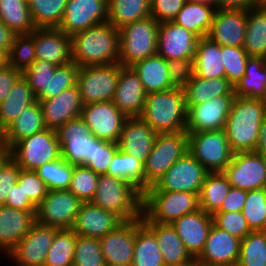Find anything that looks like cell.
Masks as SVG:
<instances>
[{
  "mask_svg": "<svg viewBox=\"0 0 266 266\" xmlns=\"http://www.w3.org/2000/svg\"><path fill=\"white\" fill-rule=\"evenodd\" d=\"M237 97L266 101V69L263 57L248 58L245 75L235 84Z\"/></svg>",
  "mask_w": 266,
  "mask_h": 266,
  "instance_id": "e575fe53",
  "label": "cell"
},
{
  "mask_svg": "<svg viewBox=\"0 0 266 266\" xmlns=\"http://www.w3.org/2000/svg\"><path fill=\"white\" fill-rule=\"evenodd\" d=\"M20 76L21 72L15 70L9 64L0 68V104L5 100V97Z\"/></svg>",
  "mask_w": 266,
  "mask_h": 266,
  "instance_id": "03108f58",
  "label": "cell"
},
{
  "mask_svg": "<svg viewBox=\"0 0 266 266\" xmlns=\"http://www.w3.org/2000/svg\"><path fill=\"white\" fill-rule=\"evenodd\" d=\"M104 266H117V265H110V264H105Z\"/></svg>",
  "mask_w": 266,
  "mask_h": 266,
  "instance_id": "b9fcfbb0",
  "label": "cell"
},
{
  "mask_svg": "<svg viewBox=\"0 0 266 266\" xmlns=\"http://www.w3.org/2000/svg\"><path fill=\"white\" fill-rule=\"evenodd\" d=\"M216 10L215 6L186 1L172 21L194 33L198 38L207 37Z\"/></svg>",
  "mask_w": 266,
  "mask_h": 266,
  "instance_id": "8d00e7d4",
  "label": "cell"
},
{
  "mask_svg": "<svg viewBox=\"0 0 266 266\" xmlns=\"http://www.w3.org/2000/svg\"><path fill=\"white\" fill-rule=\"evenodd\" d=\"M5 206L29 212L37 211V207L28 199L22 187H19L18 184H15L9 191Z\"/></svg>",
  "mask_w": 266,
  "mask_h": 266,
  "instance_id": "be15d7a7",
  "label": "cell"
},
{
  "mask_svg": "<svg viewBox=\"0 0 266 266\" xmlns=\"http://www.w3.org/2000/svg\"><path fill=\"white\" fill-rule=\"evenodd\" d=\"M36 101L33 90L21 75L0 104V127L5 130L23 109Z\"/></svg>",
  "mask_w": 266,
  "mask_h": 266,
  "instance_id": "74e56055",
  "label": "cell"
},
{
  "mask_svg": "<svg viewBox=\"0 0 266 266\" xmlns=\"http://www.w3.org/2000/svg\"><path fill=\"white\" fill-rule=\"evenodd\" d=\"M255 152L266 159V115L264 116L260 126Z\"/></svg>",
  "mask_w": 266,
  "mask_h": 266,
  "instance_id": "89a4df30",
  "label": "cell"
},
{
  "mask_svg": "<svg viewBox=\"0 0 266 266\" xmlns=\"http://www.w3.org/2000/svg\"><path fill=\"white\" fill-rule=\"evenodd\" d=\"M132 266H165L155 234L135 219V246Z\"/></svg>",
  "mask_w": 266,
  "mask_h": 266,
  "instance_id": "d590c367",
  "label": "cell"
},
{
  "mask_svg": "<svg viewBox=\"0 0 266 266\" xmlns=\"http://www.w3.org/2000/svg\"><path fill=\"white\" fill-rule=\"evenodd\" d=\"M236 95H222L187 110V133L224 129Z\"/></svg>",
  "mask_w": 266,
  "mask_h": 266,
  "instance_id": "2e32d148",
  "label": "cell"
},
{
  "mask_svg": "<svg viewBox=\"0 0 266 266\" xmlns=\"http://www.w3.org/2000/svg\"><path fill=\"white\" fill-rule=\"evenodd\" d=\"M98 139L117 143L127 116L112 101L83 105L81 116Z\"/></svg>",
  "mask_w": 266,
  "mask_h": 266,
  "instance_id": "9a60e30c",
  "label": "cell"
},
{
  "mask_svg": "<svg viewBox=\"0 0 266 266\" xmlns=\"http://www.w3.org/2000/svg\"><path fill=\"white\" fill-rule=\"evenodd\" d=\"M7 64H8L7 53L4 50L0 49V68H3Z\"/></svg>",
  "mask_w": 266,
  "mask_h": 266,
  "instance_id": "8c879c8a",
  "label": "cell"
},
{
  "mask_svg": "<svg viewBox=\"0 0 266 266\" xmlns=\"http://www.w3.org/2000/svg\"><path fill=\"white\" fill-rule=\"evenodd\" d=\"M145 99L146 92L135 70L120 64L113 104L127 117H140Z\"/></svg>",
  "mask_w": 266,
  "mask_h": 266,
  "instance_id": "cb8c5ba5",
  "label": "cell"
},
{
  "mask_svg": "<svg viewBox=\"0 0 266 266\" xmlns=\"http://www.w3.org/2000/svg\"><path fill=\"white\" fill-rule=\"evenodd\" d=\"M119 74L120 63L79 67L76 84L83 105L112 101Z\"/></svg>",
  "mask_w": 266,
  "mask_h": 266,
  "instance_id": "30bf717a",
  "label": "cell"
},
{
  "mask_svg": "<svg viewBox=\"0 0 266 266\" xmlns=\"http://www.w3.org/2000/svg\"><path fill=\"white\" fill-rule=\"evenodd\" d=\"M99 175L83 165H74L69 191L82 202H91L97 190Z\"/></svg>",
  "mask_w": 266,
  "mask_h": 266,
  "instance_id": "f5cc1de1",
  "label": "cell"
},
{
  "mask_svg": "<svg viewBox=\"0 0 266 266\" xmlns=\"http://www.w3.org/2000/svg\"><path fill=\"white\" fill-rule=\"evenodd\" d=\"M82 201L69 190H50L37 206L36 222L58 229H71Z\"/></svg>",
  "mask_w": 266,
  "mask_h": 266,
  "instance_id": "7c38bea8",
  "label": "cell"
},
{
  "mask_svg": "<svg viewBox=\"0 0 266 266\" xmlns=\"http://www.w3.org/2000/svg\"><path fill=\"white\" fill-rule=\"evenodd\" d=\"M106 21H108V0H68L58 28L72 36Z\"/></svg>",
  "mask_w": 266,
  "mask_h": 266,
  "instance_id": "ac0fdd59",
  "label": "cell"
},
{
  "mask_svg": "<svg viewBox=\"0 0 266 266\" xmlns=\"http://www.w3.org/2000/svg\"><path fill=\"white\" fill-rule=\"evenodd\" d=\"M142 222L155 234L165 266H191L195 262L171 224Z\"/></svg>",
  "mask_w": 266,
  "mask_h": 266,
  "instance_id": "f546056e",
  "label": "cell"
},
{
  "mask_svg": "<svg viewBox=\"0 0 266 266\" xmlns=\"http://www.w3.org/2000/svg\"><path fill=\"white\" fill-rule=\"evenodd\" d=\"M236 266H266V230L251 231L241 240Z\"/></svg>",
  "mask_w": 266,
  "mask_h": 266,
  "instance_id": "7dc6e473",
  "label": "cell"
},
{
  "mask_svg": "<svg viewBox=\"0 0 266 266\" xmlns=\"http://www.w3.org/2000/svg\"><path fill=\"white\" fill-rule=\"evenodd\" d=\"M16 34L12 32L1 20H0V49L4 50L7 54L12 46L14 36Z\"/></svg>",
  "mask_w": 266,
  "mask_h": 266,
  "instance_id": "a7ac6f4b",
  "label": "cell"
},
{
  "mask_svg": "<svg viewBox=\"0 0 266 266\" xmlns=\"http://www.w3.org/2000/svg\"><path fill=\"white\" fill-rule=\"evenodd\" d=\"M8 155L22 170L36 171L45 163L61 158L56 130L46 128L15 143Z\"/></svg>",
  "mask_w": 266,
  "mask_h": 266,
  "instance_id": "52a82bcc",
  "label": "cell"
},
{
  "mask_svg": "<svg viewBox=\"0 0 266 266\" xmlns=\"http://www.w3.org/2000/svg\"><path fill=\"white\" fill-rule=\"evenodd\" d=\"M264 65H265V69H266V58H264Z\"/></svg>",
  "mask_w": 266,
  "mask_h": 266,
  "instance_id": "2a66077c",
  "label": "cell"
},
{
  "mask_svg": "<svg viewBox=\"0 0 266 266\" xmlns=\"http://www.w3.org/2000/svg\"><path fill=\"white\" fill-rule=\"evenodd\" d=\"M225 78L233 85L245 75V68L250 57L243 47L221 46Z\"/></svg>",
  "mask_w": 266,
  "mask_h": 266,
  "instance_id": "11a10c76",
  "label": "cell"
},
{
  "mask_svg": "<svg viewBox=\"0 0 266 266\" xmlns=\"http://www.w3.org/2000/svg\"><path fill=\"white\" fill-rule=\"evenodd\" d=\"M46 128L57 130L60 126L81 116L83 103L77 84L59 95L39 101Z\"/></svg>",
  "mask_w": 266,
  "mask_h": 266,
  "instance_id": "d4e9b609",
  "label": "cell"
},
{
  "mask_svg": "<svg viewBox=\"0 0 266 266\" xmlns=\"http://www.w3.org/2000/svg\"><path fill=\"white\" fill-rule=\"evenodd\" d=\"M187 0H151V16L159 23L172 21Z\"/></svg>",
  "mask_w": 266,
  "mask_h": 266,
  "instance_id": "6125c7cd",
  "label": "cell"
},
{
  "mask_svg": "<svg viewBox=\"0 0 266 266\" xmlns=\"http://www.w3.org/2000/svg\"><path fill=\"white\" fill-rule=\"evenodd\" d=\"M58 66L43 60H35L21 75L33 90L37 101L48 99V82Z\"/></svg>",
  "mask_w": 266,
  "mask_h": 266,
  "instance_id": "c3c4849f",
  "label": "cell"
},
{
  "mask_svg": "<svg viewBox=\"0 0 266 266\" xmlns=\"http://www.w3.org/2000/svg\"><path fill=\"white\" fill-rule=\"evenodd\" d=\"M188 152V133L157 134L152 151L144 163V192L154 186L179 158Z\"/></svg>",
  "mask_w": 266,
  "mask_h": 266,
  "instance_id": "ba28073f",
  "label": "cell"
},
{
  "mask_svg": "<svg viewBox=\"0 0 266 266\" xmlns=\"http://www.w3.org/2000/svg\"><path fill=\"white\" fill-rule=\"evenodd\" d=\"M36 212L0 205V251L7 255L30 231Z\"/></svg>",
  "mask_w": 266,
  "mask_h": 266,
  "instance_id": "f1b7e54d",
  "label": "cell"
},
{
  "mask_svg": "<svg viewBox=\"0 0 266 266\" xmlns=\"http://www.w3.org/2000/svg\"><path fill=\"white\" fill-rule=\"evenodd\" d=\"M192 2L204 3L210 6H215V0H187Z\"/></svg>",
  "mask_w": 266,
  "mask_h": 266,
  "instance_id": "753ad0ef",
  "label": "cell"
},
{
  "mask_svg": "<svg viewBox=\"0 0 266 266\" xmlns=\"http://www.w3.org/2000/svg\"><path fill=\"white\" fill-rule=\"evenodd\" d=\"M93 205L131 221L142 215V194L130 183L108 174L99 175Z\"/></svg>",
  "mask_w": 266,
  "mask_h": 266,
  "instance_id": "277c9868",
  "label": "cell"
},
{
  "mask_svg": "<svg viewBox=\"0 0 266 266\" xmlns=\"http://www.w3.org/2000/svg\"><path fill=\"white\" fill-rule=\"evenodd\" d=\"M131 67L137 73L146 94L175 88L170 81L168 61L158 53L136 62Z\"/></svg>",
  "mask_w": 266,
  "mask_h": 266,
  "instance_id": "4dcf8cb0",
  "label": "cell"
},
{
  "mask_svg": "<svg viewBox=\"0 0 266 266\" xmlns=\"http://www.w3.org/2000/svg\"><path fill=\"white\" fill-rule=\"evenodd\" d=\"M17 184L22 187L28 199L37 207L46 197L47 188L35 171L22 170L17 179Z\"/></svg>",
  "mask_w": 266,
  "mask_h": 266,
  "instance_id": "680465c9",
  "label": "cell"
},
{
  "mask_svg": "<svg viewBox=\"0 0 266 266\" xmlns=\"http://www.w3.org/2000/svg\"><path fill=\"white\" fill-rule=\"evenodd\" d=\"M140 118L157 134L185 131L187 109L183 88L146 94Z\"/></svg>",
  "mask_w": 266,
  "mask_h": 266,
  "instance_id": "3957f363",
  "label": "cell"
},
{
  "mask_svg": "<svg viewBox=\"0 0 266 266\" xmlns=\"http://www.w3.org/2000/svg\"><path fill=\"white\" fill-rule=\"evenodd\" d=\"M108 175L118 177L144 193V163L119 149L108 168Z\"/></svg>",
  "mask_w": 266,
  "mask_h": 266,
  "instance_id": "7bdbcfd3",
  "label": "cell"
},
{
  "mask_svg": "<svg viewBox=\"0 0 266 266\" xmlns=\"http://www.w3.org/2000/svg\"><path fill=\"white\" fill-rule=\"evenodd\" d=\"M76 239L72 229H58L44 266H73Z\"/></svg>",
  "mask_w": 266,
  "mask_h": 266,
  "instance_id": "f6af8a7d",
  "label": "cell"
},
{
  "mask_svg": "<svg viewBox=\"0 0 266 266\" xmlns=\"http://www.w3.org/2000/svg\"><path fill=\"white\" fill-rule=\"evenodd\" d=\"M30 35L34 38L36 60L56 66L73 62L71 36L59 28H35Z\"/></svg>",
  "mask_w": 266,
  "mask_h": 266,
  "instance_id": "ffe728a7",
  "label": "cell"
},
{
  "mask_svg": "<svg viewBox=\"0 0 266 266\" xmlns=\"http://www.w3.org/2000/svg\"><path fill=\"white\" fill-rule=\"evenodd\" d=\"M46 129L39 101L23 109L19 116L4 130L7 150L23 138Z\"/></svg>",
  "mask_w": 266,
  "mask_h": 266,
  "instance_id": "d6a6232c",
  "label": "cell"
},
{
  "mask_svg": "<svg viewBox=\"0 0 266 266\" xmlns=\"http://www.w3.org/2000/svg\"><path fill=\"white\" fill-rule=\"evenodd\" d=\"M7 56L8 64L22 73L36 60L34 38L30 34L15 35Z\"/></svg>",
  "mask_w": 266,
  "mask_h": 266,
  "instance_id": "f907efd6",
  "label": "cell"
},
{
  "mask_svg": "<svg viewBox=\"0 0 266 266\" xmlns=\"http://www.w3.org/2000/svg\"><path fill=\"white\" fill-rule=\"evenodd\" d=\"M124 221L115 213L83 202L71 229L79 236L98 238L114 231Z\"/></svg>",
  "mask_w": 266,
  "mask_h": 266,
  "instance_id": "484cf974",
  "label": "cell"
},
{
  "mask_svg": "<svg viewBox=\"0 0 266 266\" xmlns=\"http://www.w3.org/2000/svg\"><path fill=\"white\" fill-rule=\"evenodd\" d=\"M260 5L266 8V0H260Z\"/></svg>",
  "mask_w": 266,
  "mask_h": 266,
  "instance_id": "11e5206c",
  "label": "cell"
},
{
  "mask_svg": "<svg viewBox=\"0 0 266 266\" xmlns=\"http://www.w3.org/2000/svg\"><path fill=\"white\" fill-rule=\"evenodd\" d=\"M58 228L35 222L30 231L7 254L15 266H44ZM14 261V263H13Z\"/></svg>",
  "mask_w": 266,
  "mask_h": 266,
  "instance_id": "4fadbf2b",
  "label": "cell"
},
{
  "mask_svg": "<svg viewBox=\"0 0 266 266\" xmlns=\"http://www.w3.org/2000/svg\"><path fill=\"white\" fill-rule=\"evenodd\" d=\"M198 209V194L174 191H145L142 194V221L172 224Z\"/></svg>",
  "mask_w": 266,
  "mask_h": 266,
  "instance_id": "5b68a950",
  "label": "cell"
},
{
  "mask_svg": "<svg viewBox=\"0 0 266 266\" xmlns=\"http://www.w3.org/2000/svg\"><path fill=\"white\" fill-rule=\"evenodd\" d=\"M212 218L216 227L241 240L251 232L242 211L216 212Z\"/></svg>",
  "mask_w": 266,
  "mask_h": 266,
  "instance_id": "9f6ffc18",
  "label": "cell"
},
{
  "mask_svg": "<svg viewBox=\"0 0 266 266\" xmlns=\"http://www.w3.org/2000/svg\"><path fill=\"white\" fill-rule=\"evenodd\" d=\"M199 38L173 21L159 24L157 53L165 60L193 59L196 56Z\"/></svg>",
  "mask_w": 266,
  "mask_h": 266,
  "instance_id": "e0dca14e",
  "label": "cell"
},
{
  "mask_svg": "<svg viewBox=\"0 0 266 266\" xmlns=\"http://www.w3.org/2000/svg\"><path fill=\"white\" fill-rule=\"evenodd\" d=\"M241 239L212 224L203 251L197 262L212 266H236L240 255Z\"/></svg>",
  "mask_w": 266,
  "mask_h": 266,
  "instance_id": "44dd1931",
  "label": "cell"
},
{
  "mask_svg": "<svg viewBox=\"0 0 266 266\" xmlns=\"http://www.w3.org/2000/svg\"><path fill=\"white\" fill-rule=\"evenodd\" d=\"M71 40L72 60L79 67L119 61V29L108 21L73 34Z\"/></svg>",
  "mask_w": 266,
  "mask_h": 266,
  "instance_id": "6da1fadb",
  "label": "cell"
},
{
  "mask_svg": "<svg viewBox=\"0 0 266 266\" xmlns=\"http://www.w3.org/2000/svg\"><path fill=\"white\" fill-rule=\"evenodd\" d=\"M265 115V100L235 97L224 128L234 153L255 151Z\"/></svg>",
  "mask_w": 266,
  "mask_h": 266,
  "instance_id": "7a4b0ae2",
  "label": "cell"
},
{
  "mask_svg": "<svg viewBox=\"0 0 266 266\" xmlns=\"http://www.w3.org/2000/svg\"><path fill=\"white\" fill-rule=\"evenodd\" d=\"M156 136L155 130L140 117H128L119 135L117 146L122 152L145 163Z\"/></svg>",
  "mask_w": 266,
  "mask_h": 266,
  "instance_id": "4316f807",
  "label": "cell"
},
{
  "mask_svg": "<svg viewBox=\"0 0 266 266\" xmlns=\"http://www.w3.org/2000/svg\"><path fill=\"white\" fill-rule=\"evenodd\" d=\"M192 266H212V265H206V264H203V263L197 262V261L195 260V262L192 264Z\"/></svg>",
  "mask_w": 266,
  "mask_h": 266,
  "instance_id": "34e18365",
  "label": "cell"
},
{
  "mask_svg": "<svg viewBox=\"0 0 266 266\" xmlns=\"http://www.w3.org/2000/svg\"><path fill=\"white\" fill-rule=\"evenodd\" d=\"M188 152L209 173L223 172L234 154L224 129L188 133Z\"/></svg>",
  "mask_w": 266,
  "mask_h": 266,
  "instance_id": "9c48e42d",
  "label": "cell"
},
{
  "mask_svg": "<svg viewBox=\"0 0 266 266\" xmlns=\"http://www.w3.org/2000/svg\"><path fill=\"white\" fill-rule=\"evenodd\" d=\"M20 171L19 165L8 154L0 158V205H5L9 191L17 184Z\"/></svg>",
  "mask_w": 266,
  "mask_h": 266,
  "instance_id": "91938a15",
  "label": "cell"
},
{
  "mask_svg": "<svg viewBox=\"0 0 266 266\" xmlns=\"http://www.w3.org/2000/svg\"><path fill=\"white\" fill-rule=\"evenodd\" d=\"M231 187L223 172L208 173L199 194L200 209L210 215L216 213Z\"/></svg>",
  "mask_w": 266,
  "mask_h": 266,
  "instance_id": "60d3db41",
  "label": "cell"
},
{
  "mask_svg": "<svg viewBox=\"0 0 266 266\" xmlns=\"http://www.w3.org/2000/svg\"><path fill=\"white\" fill-rule=\"evenodd\" d=\"M79 66L75 62L58 66L48 82V99L59 95L65 89L75 86Z\"/></svg>",
  "mask_w": 266,
  "mask_h": 266,
  "instance_id": "6f0895ef",
  "label": "cell"
},
{
  "mask_svg": "<svg viewBox=\"0 0 266 266\" xmlns=\"http://www.w3.org/2000/svg\"><path fill=\"white\" fill-rule=\"evenodd\" d=\"M159 22L149 16L126 24L119 29V61L122 66H132L140 60L157 54Z\"/></svg>",
  "mask_w": 266,
  "mask_h": 266,
  "instance_id": "8992f818",
  "label": "cell"
},
{
  "mask_svg": "<svg viewBox=\"0 0 266 266\" xmlns=\"http://www.w3.org/2000/svg\"><path fill=\"white\" fill-rule=\"evenodd\" d=\"M117 151V143L95 138L92 141L90 157L82 165L98 175L108 174V168Z\"/></svg>",
  "mask_w": 266,
  "mask_h": 266,
  "instance_id": "db71d44e",
  "label": "cell"
},
{
  "mask_svg": "<svg viewBox=\"0 0 266 266\" xmlns=\"http://www.w3.org/2000/svg\"><path fill=\"white\" fill-rule=\"evenodd\" d=\"M151 0H108V22L115 28L151 16Z\"/></svg>",
  "mask_w": 266,
  "mask_h": 266,
  "instance_id": "ab89813d",
  "label": "cell"
},
{
  "mask_svg": "<svg viewBox=\"0 0 266 266\" xmlns=\"http://www.w3.org/2000/svg\"><path fill=\"white\" fill-rule=\"evenodd\" d=\"M0 20L16 35L30 34L36 28L27 0H0Z\"/></svg>",
  "mask_w": 266,
  "mask_h": 266,
  "instance_id": "b9f144b4",
  "label": "cell"
},
{
  "mask_svg": "<svg viewBox=\"0 0 266 266\" xmlns=\"http://www.w3.org/2000/svg\"><path fill=\"white\" fill-rule=\"evenodd\" d=\"M194 75L206 79L225 77L221 46L208 37L198 40L194 58Z\"/></svg>",
  "mask_w": 266,
  "mask_h": 266,
  "instance_id": "836d02e7",
  "label": "cell"
},
{
  "mask_svg": "<svg viewBox=\"0 0 266 266\" xmlns=\"http://www.w3.org/2000/svg\"><path fill=\"white\" fill-rule=\"evenodd\" d=\"M246 198V190L231 187L229 194L223 200L221 208L217 212L242 211Z\"/></svg>",
  "mask_w": 266,
  "mask_h": 266,
  "instance_id": "e7e4bbea",
  "label": "cell"
},
{
  "mask_svg": "<svg viewBox=\"0 0 266 266\" xmlns=\"http://www.w3.org/2000/svg\"><path fill=\"white\" fill-rule=\"evenodd\" d=\"M35 172L44 182L48 191L68 190L74 172V164L67 162L61 157L45 163Z\"/></svg>",
  "mask_w": 266,
  "mask_h": 266,
  "instance_id": "bcb514c9",
  "label": "cell"
},
{
  "mask_svg": "<svg viewBox=\"0 0 266 266\" xmlns=\"http://www.w3.org/2000/svg\"><path fill=\"white\" fill-rule=\"evenodd\" d=\"M185 105L188 110L193 105L222 95H235L234 86L225 78L206 79L193 76L183 87Z\"/></svg>",
  "mask_w": 266,
  "mask_h": 266,
  "instance_id": "1f68e13d",
  "label": "cell"
},
{
  "mask_svg": "<svg viewBox=\"0 0 266 266\" xmlns=\"http://www.w3.org/2000/svg\"><path fill=\"white\" fill-rule=\"evenodd\" d=\"M223 174L233 188L246 191L266 188V159L255 151L236 152Z\"/></svg>",
  "mask_w": 266,
  "mask_h": 266,
  "instance_id": "5bb4252c",
  "label": "cell"
},
{
  "mask_svg": "<svg viewBox=\"0 0 266 266\" xmlns=\"http://www.w3.org/2000/svg\"><path fill=\"white\" fill-rule=\"evenodd\" d=\"M212 224V215L198 209L178 218L171 225L187 250L196 259L204 249Z\"/></svg>",
  "mask_w": 266,
  "mask_h": 266,
  "instance_id": "83f0119b",
  "label": "cell"
},
{
  "mask_svg": "<svg viewBox=\"0 0 266 266\" xmlns=\"http://www.w3.org/2000/svg\"><path fill=\"white\" fill-rule=\"evenodd\" d=\"M61 157L74 165H82L89 157L95 137L81 117L63 124L56 130Z\"/></svg>",
  "mask_w": 266,
  "mask_h": 266,
  "instance_id": "d6986e66",
  "label": "cell"
},
{
  "mask_svg": "<svg viewBox=\"0 0 266 266\" xmlns=\"http://www.w3.org/2000/svg\"><path fill=\"white\" fill-rule=\"evenodd\" d=\"M105 264L99 239L77 235L73 266H104Z\"/></svg>",
  "mask_w": 266,
  "mask_h": 266,
  "instance_id": "816d5d0a",
  "label": "cell"
},
{
  "mask_svg": "<svg viewBox=\"0 0 266 266\" xmlns=\"http://www.w3.org/2000/svg\"><path fill=\"white\" fill-rule=\"evenodd\" d=\"M106 264L132 266L135 246V219L124 221L99 239Z\"/></svg>",
  "mask_w": 266,
  "mask_h": 266,
  "instance_id": "603a6c76",
  "label": "cell"
},
{
  "mask_svg": "<svg viewBox=\"0 0 266 266\" xmlns=\"http://www.w3.org/2000/svg\"><path fill=\"white\" fill-rule=\"evenodd\" d=\"M168 73L175 87H184L194 76L193 59H176L168 61Z\"/></svg>",
  "mask_w": 266,
  "mask_h": 266,
  "instance_id": "94428289",
  "label": "cell"
},
{
  "mask_svg": "<svg viewBox=\"0 0 266 266\" xmlns=\"http://www.w3.org/2000/svg\"><path fill=\"white\" fill-rule=\"evenodd\" d=\"M247 10L217 9L207 37L220 46L243 47Z\"/></svg>",
  "mask_w": 266,
  "mask_h": 266,
  "instance_id": "7402d4cb",
  "label": "cell"
},
{
  "mask_svg": "<svg viewBox=\"0 0 266 266\" xmlns=\"http://www.w3.org/2000/svg\"><path fill=\"white\" fill-rule=\"evenodd\" d=\"M8 154V150L4 141V130L0 127V158Z\"/></svg>",
  "mask_w": 266,
  "mask_h": 266,
  "instance_id": "2644e50d",
  "label": "cell"
},
{
  "mask_svg": "<svg viewBox=\"0 0 266 266\" xmlns=\"http://www.w3.org/2000/svg\"><path fill=\"white\" fill-rule=\"evenodd\" d=\"M209 172L189 152L177 160L154 185L146 191H174L200 194Z\"/></svg>",
  "mask_w": 266,
  "mask_h": 266,
  "instance_id": "8fae6325",
  "label": "cell"
},
{
  "mask_svg": "<svg viewBox=\"0 0 266 266\" xmlns=\"http://www.w3.org/2000/svg\"><path fill=\"white\" fill-rule=\"evenodd\" d=\"M36 28H58L68 0H27Z\"/></svg>",
  "mask_w": 266,
  "mask_h": 266,
  "instance_id": "ee69618b",
  "label": "cell"
},
{
  "mask_svg": "<svg viewBox=\"0 0 266 266\" xmlns=\"http://www.w3.org/2000/svg\"><path fill=\"white\" fill-rule=\"evenodd\" d=\"M243 48L249 56L266 58V8L261 5L247 10Z\"/></svg>",
  "mask_w": 266,
  "mask_h": 266,
  "instance_id": "f35d334b",
  "label": "cell"
},
{
  "mask_svg": "<svg viewBox=\"0 0 266 266\" xmlns=\"http://www.w3.org/2000/svg\"><path fill=\"white\" fill-rule=\"evenodd\" d=\"M266 188L247 191V198L242 209L251 231L266 230Z\"/></svg>",
  "mask_w": 266,
  "mask_h": 266,
  "instance_id": "681fc988",
  "label": "cell"
},
{
  "mask_svg": "<svg viewBox=\"0 0 266 266\" xmlns=\"http://www.w3.org/2000/svg\"><path fill=\"white\" fill-rule=\"evenodd\" d=\"M260 6V0H215L216 9L249 10Z\"/></svg>",
  "mask_w": 266,
  "mask_h": 266,
  "instance_id": "003e7915",
  "label": "cell"
}]
</instances>
